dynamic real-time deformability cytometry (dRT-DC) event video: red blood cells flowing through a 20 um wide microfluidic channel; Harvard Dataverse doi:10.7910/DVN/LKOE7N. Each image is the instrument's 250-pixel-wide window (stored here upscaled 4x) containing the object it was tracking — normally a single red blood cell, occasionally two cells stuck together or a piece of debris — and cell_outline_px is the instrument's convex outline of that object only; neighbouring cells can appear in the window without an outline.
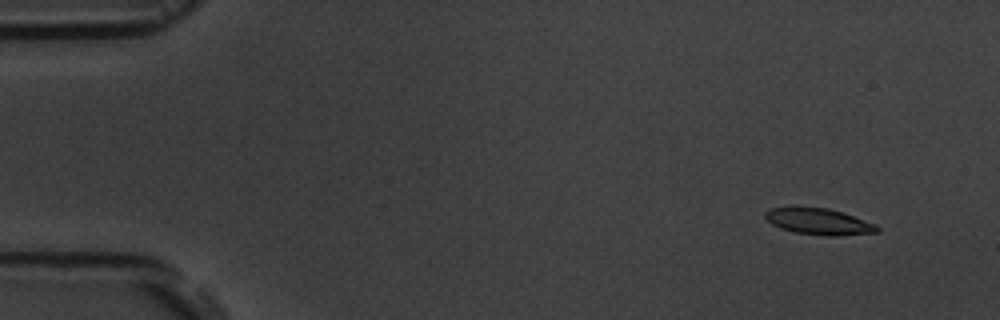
{"species": "common noctule bat (a hibernating species)", "species_latin": "Nyctalus noctula", "temperature_condition": "room temperature", "stored_images_in_passage": 10, "camera_frame_rate_fps": 3000, "um_per_image_px": 0.085, "animal": {"sex": "male", "body_mass_g": 19.5, "forearm_length_mm": 54.6}, "frame": {"image": 1, "passage_image": 2, "time_ms": 1.333, "image_size_px": [1000, 320], "cell_outline_px": [[880, 232], [836, 236], [828, 236], [796, 232], [780, 228], [772, 224], [764, 216], [764, 212], [772, 208], [792, 204], [796, 204], [828, 208], [844, 212], [876, 224], [880, 228]], "centroid_in_image_um": [69.57, 18.78], "position_along_channel_um": 15.4, "area_um2": 17.86}}
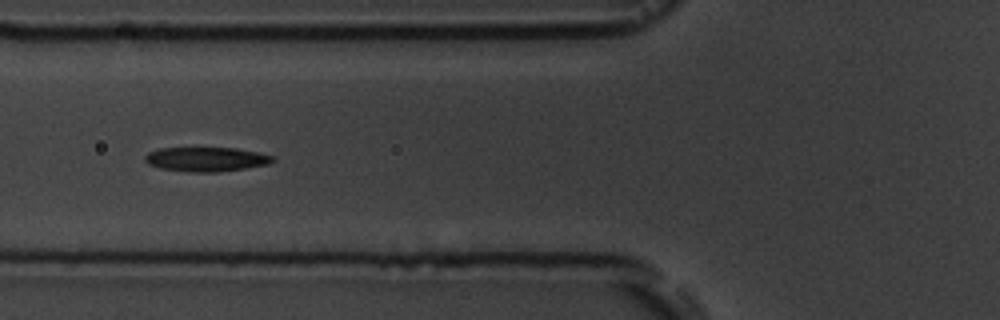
{"frame": {"image": 2, "passage_image": 7, "time_ms": 7.0, "image_size_px": [1000, 320], "cell_outline_px": [[276, 160], [268, 164], [244, 168], [216, 172], [192, 172], [160, 168], [148, 164], [144, 160], [144, 156], [148, 152], [160, 148], [236, 148], [256, 152], [272, 156]], "centroid_in_image_um": [17.49, 13.53], "position_along_channel_um": 108.3, "area_um2": 17.98}}
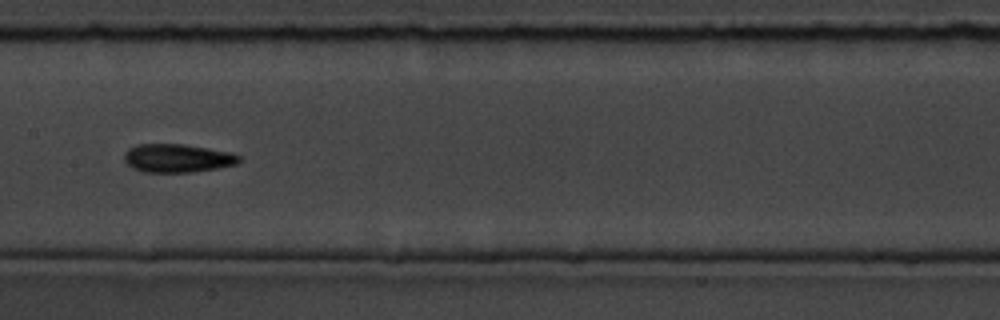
{"frame": {"image": 3, "passage_image": 9, "time_ms": 9.333, "image_size_px": [1000, 320], "cell_outline_px": [[240, 160], [236, 164], [216, 168], [192, 172], [144, 172], [132, 168], [124, 160], [124, 152], [128, 148], [136, 144], [184, 144], [232, 152], [240, 156]], "centroid_in_image_um": [15.05, 13.44], "position_along_channel_um": 192.3, "area_um2": 19.07}}